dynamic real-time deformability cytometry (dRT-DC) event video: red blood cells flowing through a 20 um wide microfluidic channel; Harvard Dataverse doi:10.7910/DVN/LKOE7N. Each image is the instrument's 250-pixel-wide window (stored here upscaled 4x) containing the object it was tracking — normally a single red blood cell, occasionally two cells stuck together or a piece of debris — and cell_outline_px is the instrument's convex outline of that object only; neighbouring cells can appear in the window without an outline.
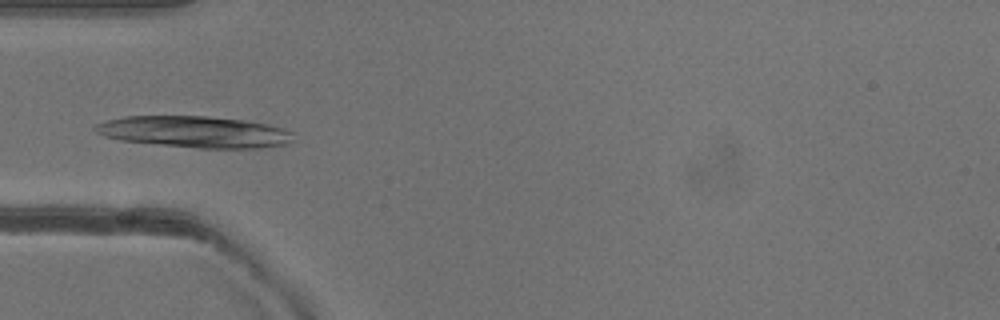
{"species": "common noctule bat (a hibernating species)", "species_latin": "Nyctalus noctula", "temperature_condition": "warm", "stored_images_in_passage": 38, "camera_frame_rate_fps": 3000, "um_per_image_px": 0.085, "animal": {"sex": "female"}, "frame": {"image": 1, "passage_image": 3, "time_ms": 0.667, "image_size_px": [1000, 320], "cell_outline_px": [[292, 140], [288, 144], [260, 148], [200, 148], [120, 140], [104, 136], [96, 132], [92, 128], [96, 124], [108, 120], [124, 116], [208, 116], [244, 120], [268, 124], [292, 132]], "centroid_in_image_um": [16.53, 11.2], "position_along_channel_um": 68.5, "area_um2": 36.18}}
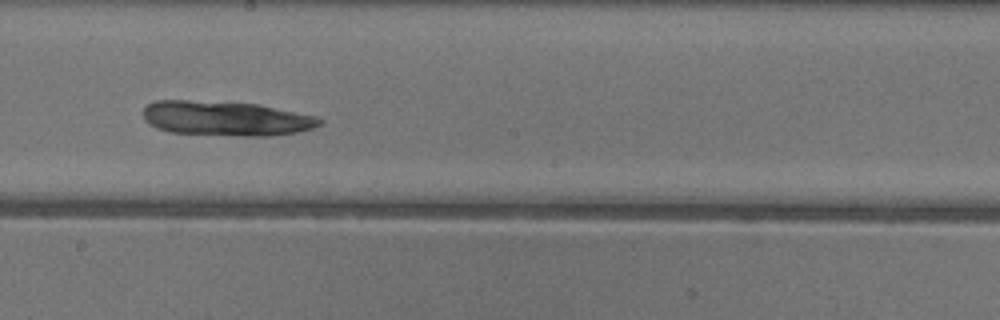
{"frame": {"image": 2, "passage_image": 15, "time_ms": 4.667, "image_size_px": [1000, 320], "cell_outline_px": [[324, 120], [320, 124], [312, 128], [296, 132], [272, 136], [240, 136], [168, 132], [156, 128], [148, 124], [144, 120], [144, 108], [148, 104], [156, 100], [188, 100], [256, 104], [320, 116]], "centroid_in_image_um": [19.21, 10.07], "position_along_channel_um": 229.0, "area_um2": 35.84}}
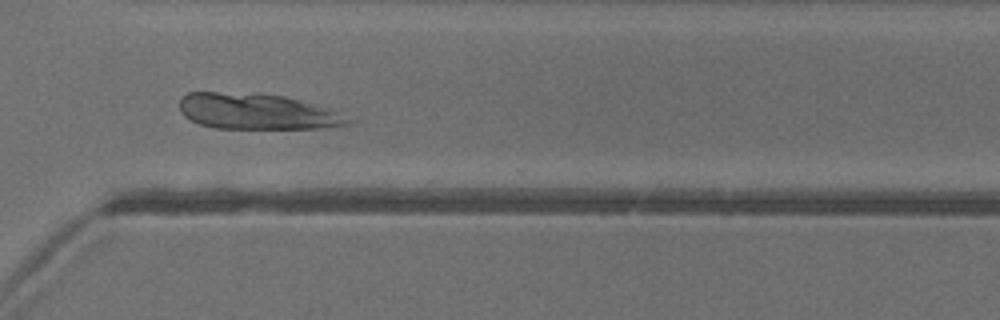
{"frame": {"image": 3, "passage_image": 24, "time_ms": 7.667, "image_size_px": [1000, 320], "cell_outline_px": [[356, 120], [348, 124], [324, 128], [212, 128], [200, 124], [184, 116], [180, 112], [180, 96], [188, 92], [260, 92], [284, 96], [332, 108]], "centroid_in_image_um": [21.88, 9.46], "position_along_channel_um": 348.7, "area_um2": 35.84}}